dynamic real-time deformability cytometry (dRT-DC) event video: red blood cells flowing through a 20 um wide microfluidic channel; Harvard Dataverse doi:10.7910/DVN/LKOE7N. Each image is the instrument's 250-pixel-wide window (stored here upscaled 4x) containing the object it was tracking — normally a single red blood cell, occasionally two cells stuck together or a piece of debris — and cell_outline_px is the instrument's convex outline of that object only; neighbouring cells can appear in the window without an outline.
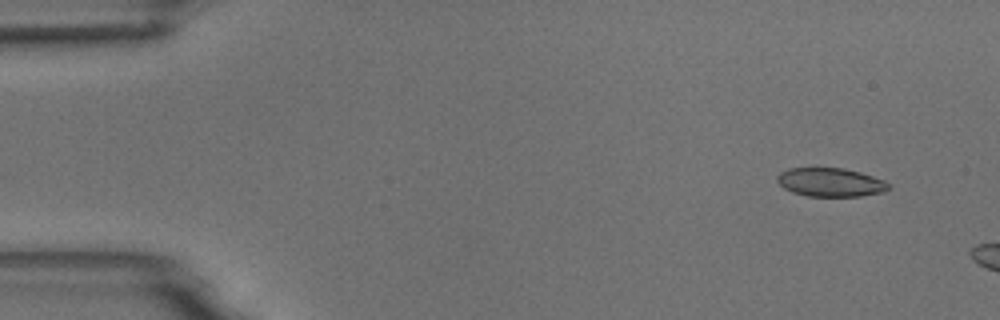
{"species": "common noctule bat (a hibernating species)", "species_latin": "Nyctalus noctula", "temperature_condition": "room temperature", "stored_images_in_passage": 5, "camera_frame_rate_fps": 3000, "um_per_image_px": 0.085, "animal": {"sex": "male", "body_mass_g": 18.8}, "frame": {"image": 1, "passage_image": 2, "time_ms": 1.0, "image_size_px": [1000, 320], "cell_outline_px": [[892, 188], [884, 192], [860, 196], [808, 196], [792, 192], [784, 188], [776, 180], [776, 176], [780, 172], [788, 168], [844, 168], [860, 172], [884, 180]], "centroid_in_image_um": [70.59, 15.49], "position_along_channel_um": 14.4, "area_um2": 18.67}}
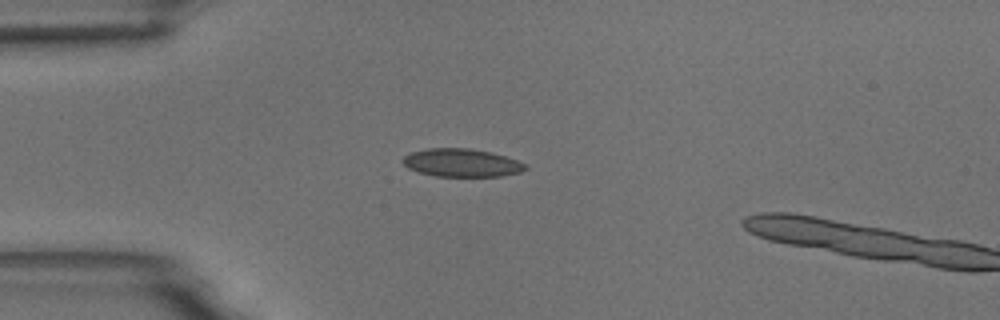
{"frame": {"image": 2, "passage_image": 4, "time_ms": 4.333, "image_size_px": [1000, 320], "cell_outline_px": [[528, 168], [520, 172], [500, 176], [436, 176], [420, 172], [408, 168], [400, 160], [404, 156], [412, 152], [428, 148], [468, 148], [492, 152], [528, 164]], "centroid_in_image_um": [39.25, 13.83], "position_along_channel_um": 45.8, "area_um2": 20.0}}